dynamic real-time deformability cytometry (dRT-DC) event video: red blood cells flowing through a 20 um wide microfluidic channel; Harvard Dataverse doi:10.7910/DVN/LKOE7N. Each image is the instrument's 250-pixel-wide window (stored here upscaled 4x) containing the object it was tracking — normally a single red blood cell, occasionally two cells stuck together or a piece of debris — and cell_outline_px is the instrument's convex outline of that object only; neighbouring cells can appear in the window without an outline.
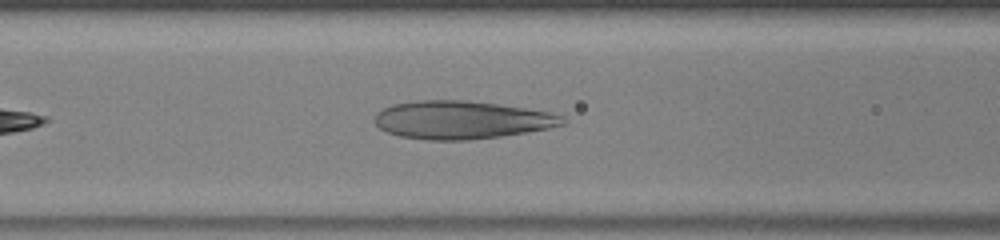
{"species": "human", "species_latin": "Homo sapiens", "temperature_condition": "warm", "stored_images_in_passage": 35, "camera_frame_rate_fps": 3000, "um_per_image_px": 0.085, "donor": {"sex": "male"}, "frame": {"image": 1, "passage_image": 7, "time_ms": 2.0, "image_size_px": [1000, 240], "cell_outline_px": [[568, 120], [564, 124], [548, 128], [500, 136], [468, 140], [428, 140], [400, 136], [388, 132], [380, 128], [376, 124], [376, 112], [392, 104], [420, 100], [464, 100], [496, 104], [524, 108], [548, 112], [564, 116]], "centroid_in_image_um": [39.23, 10.19], "position_along_channel_um": 127.4, "area_um2": 41.33}}
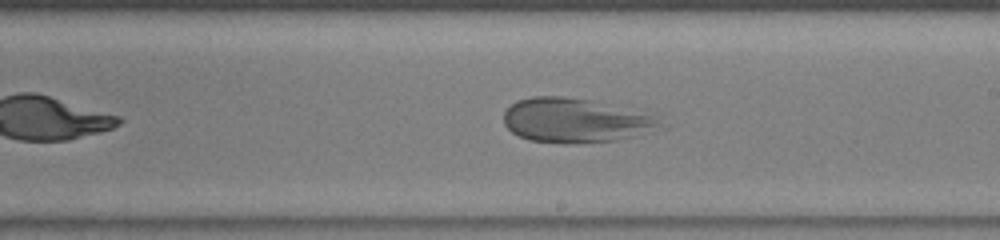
{"frame": {"image": 2, "passage_image": 15, "time_ms": 4.667, "image_size_px": [1000, 240], "cell_outline_px": [[660, 124], [632, 136], [616, 140], [528, 140], [512, 132], [504, 124], [504, 112], [516, 100], [532, 96], [564, 96], [592, 100], [656, 112]], "centroid_in_image_um": [48.91, 10.14], "position_along_channel_um": 240.1, "area_um2": 39.42}}
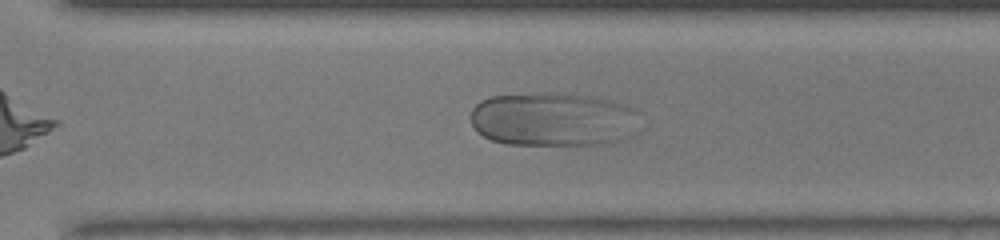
{"frame": {"image": 3, "passage_image": 21, "time_ms": 6.667, "image_size_px": [1000, 240], "cell_outline_px": [[640, 132], [636, 136], [624, 140], [608, 144], [508, 144], [492, 140], [476, 132], [472, 124], [472, 108], [480, 100], [488, 96], [544, 92], [552, 92], [588, 96], [628, 104], [636, 108], [640, 112]], "centroid_in_image_um": [47.14, 10.14], "position_along_channel_um": 323.5, "area_um2": 54.45}}